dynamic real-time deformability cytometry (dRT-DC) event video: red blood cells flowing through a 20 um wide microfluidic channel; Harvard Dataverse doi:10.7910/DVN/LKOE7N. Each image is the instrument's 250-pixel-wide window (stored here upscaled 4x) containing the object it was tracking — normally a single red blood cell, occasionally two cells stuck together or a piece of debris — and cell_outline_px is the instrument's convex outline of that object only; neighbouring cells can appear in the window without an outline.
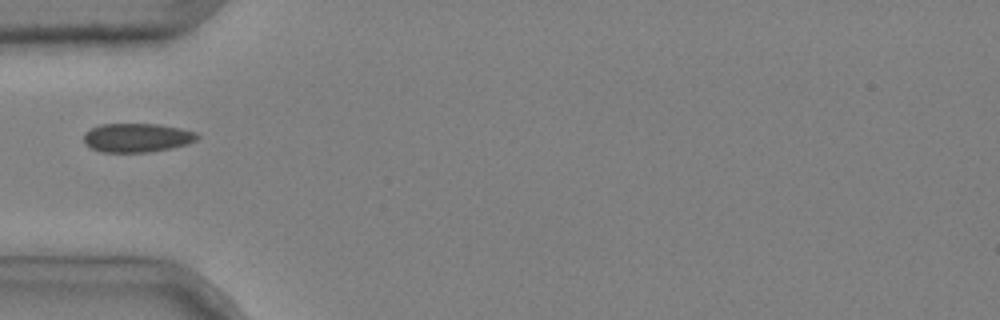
{"species": "common noctule bat (a hibernating species)", "species_latin": "Nyctalus noctula", "temperature_condition": "cold", "stored_images_in_passage": 2, "camera_frame_rate_fps": 3000, "um_per_image_px": 0.085, "animal": {"sex": "male", "body_mass_g": 20.4}, "frame": {"image": 1, "passage_image": 2, "time_ms": 0.333, "image_size_px": [1000, 320], "cell_outline_px": [[200, 136], [196, 140], [188, 144], [172, 148], [148, 152], [100, 152], [84, 144], [84, 132], [100, 124], [156, 124], [180, 128], [196, 132]], "centroid_in_image_um": [11.64, 11.71], "position_along_channel_um": 73.4, "area_um2": 19.19}}